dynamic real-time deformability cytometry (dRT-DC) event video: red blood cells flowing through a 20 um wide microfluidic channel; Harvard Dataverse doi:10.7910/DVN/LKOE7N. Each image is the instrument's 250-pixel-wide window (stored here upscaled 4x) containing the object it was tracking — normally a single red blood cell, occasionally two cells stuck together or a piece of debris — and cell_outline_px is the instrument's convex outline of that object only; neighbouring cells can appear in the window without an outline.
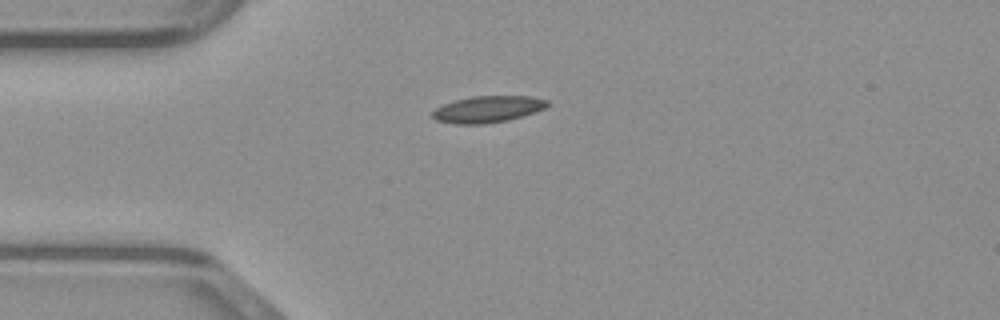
{"species": "common noctule bat (a hibernating species)", "species_latin": "Nyctalus noctula", "temperature_condition": "warm", "stored_images_in_passage": 37, "camera_frame_rate_fps": 3000, "um_per_image_px": 0.085, "animal": {"sex": "male", "body_mass_g": 23.1, "forearm_length_mm": 52.7}, "frame": {"image": 1, "passage_image": 1, "time_ms": 0.0, "image_size_px": [1000, 320], "cell_outline_px": [[548, 104], [544, 108], [524, 116], [508, 120], [484, 124], [452, 124], [436, 120], [432, 116], [432, 112], [436, 108], [444, 104], [456, 100], [472, 96], [532, 96], [548, 100]], "centroid_in_image_um": [41.45, 9.29], "position_along_channel_um": 43.5, "area_um2": 17.8}}
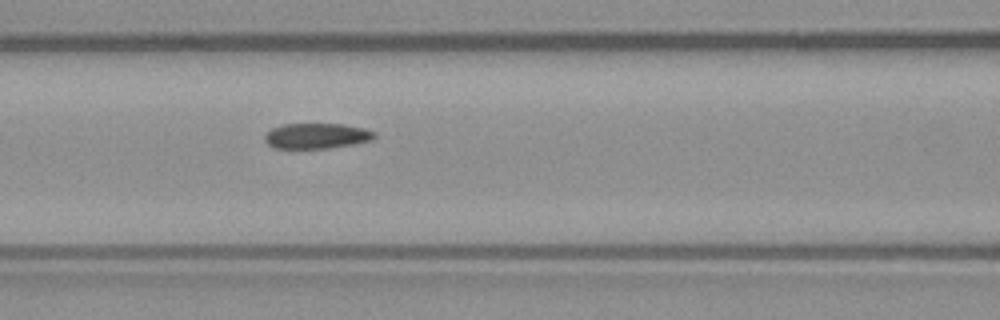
{"frame": {"image": 2, "passage_image": 9, "time_ms": 2.667, "image_size_px": [1000, 320], "cell_outline_px": [[376, 136], [372, 140], [352, 144], [328, 148], [276, 148], [268, 144], [264, 140], [264, 136], [272, 128], [280, 124], [344, 124], [364, 128], [376, 132]], "centroid_in_image_um": [26.92, 11.54], "position_along_channel_um": 139.7, "area_um2": 16.24}}
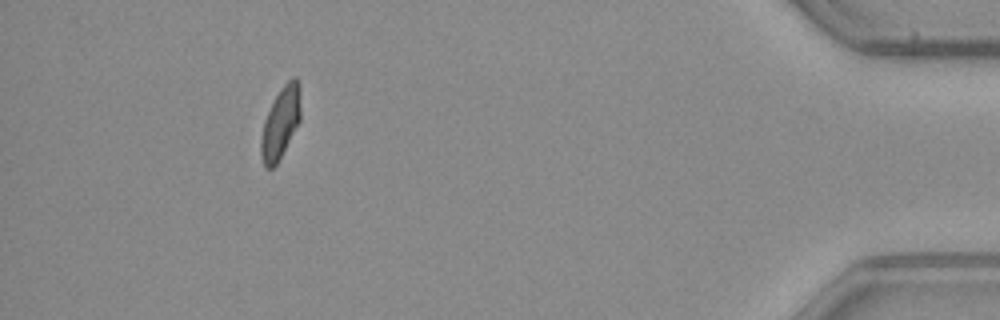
{"frame": {"image": 3, "passage_image": 33, "time_ms": 10.667, "image_size_px": [1000, 320], "cell_outline_px": [[300, 120], [276, 164], [272, 168], [264, 168], [260, 156], [260, 140], [264, 120], [280, 88], [292, 76], [296, 76], [300, 84]], "centroid_in_image_um": [23.84, 10.42], "position_along_channel_um": 411.4, "area_um2": 16.42}}